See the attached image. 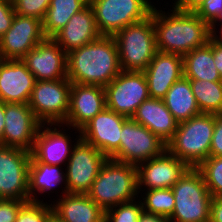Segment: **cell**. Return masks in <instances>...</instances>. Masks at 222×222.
I'll return each mask as SVG.
<instances>
[{
  "label": "cell",
  "mask_w": 222,
  "mask_h": 222,
  "mask_svg": "<svg viewBox=\"0 0 222 222\" xmlns=\"http://www.w3.org/2000/svg\"><path fill=\"white\" fill-rule=\"evenodd\" d=\"M21 60L36 81L67 78V53L53 38H45Z\"/></svg>",
  "instance_id": "e0dca14e"
},
{
  "label": "cell",
  "mask_w": 222,
  "mask_h": 222,
  "mask_svg": "<svg viewBox=\"0 0 222 222\" xmlns=\"http://www.w3.org/2000/svg\"><path fill=\"white\" fill-rule=\"evenodd\" d=\"M154 6L151 17L156 34L157 51L184 56L209 43L211 26L195 12L172 8L168 13Z\"/></svg>",
  "instance_id": "6da1fadb"
},
{
  "label": "cell",
  "mask_w": 222,
  "mask_h": 222,
  "mask_svg": "<svg viewBox=\"0 0 222 222\" xmlns=\"http://www.w3.org/2000/svg\"><path fill=\"white\" fill-rule=\"evenodd\" d=\"M64 194V195H63ZM57 201H53V214L63 222H102V210L87 194L62 191Z\"/></svg>",
  "instance_id": "cb8c5ba5"
},
{
  "label": "cell",
  "mask_w": 222,
  "mask_h": 222,
  "mask_svg": "<svg viewBox=\"0 0 222 222\" xmlns=\"http://www.w3.org/2000/svg\"><path fill=\"white\" fill-rule=\"evenodd\" d=\"M174 9L179 11L195 12L204 2V0H175Z\"/></svg>",
  "instance_id": "f35d334b"
},
{
  "label": "cell",
  "mask_w": 222,
  "mask_h": 222,
  "mask_svg": "<svg viewBox=\"0 0 222 222\" xmlns=\"http://www.w3.org/2000/svg\"><path fill=\"white\" fill-rule=\"evenodd\" d=\"M49 222H63V221L60 220L58 217H56L54 214H52V216L50 217Z\"/></svg>",
  "instance_id": "f6af8a7d"
},
{
  "label": "cell",
  "mask_w": 222,
  "mask_h": 222,
  "mask_svg": "<svg viewBox=\"0 0 222 222\" xmlns=\"http://www.w3.org/2000/svg\"><path fill=\"white\" fill-rule=\"evenodd\" d=\"M162 100L178 123L201 114L192 92L190 79L184 76L171 86Z\"/></svg>",
  "instance_id": "d4e9b609"
},
{
  "label": "cell",
  "mask_w": 222,
  "mask_h": 222,
  "mask_svg": "<svg viewBox=\"0 0 222 222\" xmlns=\"http://www.w3.org/2000/svg\"><path fill=\"white\" fill-rule=\"evenodd\" d=\"M143 208L140 199L124 202L104 211L105 222H138Z\"/></svg>",
  "instance_id": "1f68e13d"
},
{
  "label": "cell",
  "mask_w": 222,
  "mask_h": 222,
  "mask_svg": "<svg viewBox=\"0 0 222 222\" xmlns=\"http://www.w3.org/2000/svg\"><path fill=\"white\" fill-rule=\"evenodd\" d=\"M195 13L212 26L216 21L222 19V0H204Z\"/></svg>",
  "instance_id": "e575fe53"
},
{
  "label": "cell",
  "mask_w": 222,
  "mask_h": 222,
  "mask_svg": "<svg viewBox=\"0 0 222 222\" xmlns=\"http://www.w3.org/2000/svg\"><path fill=\"white\" fill-rule=\"evenodd\" d=\"M101 35L114 36L121 29L147 19L151 0H89Z\"/></svg>",
  "instance_id": "52a82bcc"
},
{
  "label": "cell",
  "mask_w": 222,
  "mask_h": 222,
  "mask_svg": "<svg viewBox=\"0 0 222 222\" xmlns=\"http://www.w3.org/2000/svg\"><path fill=\"white\" fill-rule=\"evenodd\" d=\"M89 0H51L43 23L46 38H52L77 12L83 10Z\"/></svg>",
  "instance_id": "83f0119b"
},
{
  "label": "cell",
  "mask_w": 222,
  "mask_h": 222,
  "mask_svg": "<svg viewBox=\"0 0 222 222\" xmlns=\"http://www.w3.org/2000/svg\"><path fill=\"white\" fill-rule=\"evenodd\" d=\"M104 90L106 107L127 118H132L139 105L150 98L143 71L122 70Z\"/></svg>",
  "instance_id": "30bf717a"
},
{
  "label": "cell",
  "mask_w": 222,
  "mask_h": 222,
  "mask_svg": "<svg viewBox=\"0 0 222 222\" xmlns=\"http://www.w3.org/2000/svg\"><path fill=\"white\" fill-rule=\"evenodd\" d=\"M87 195L104 211L138 198L136 165L108 158Z\"/></svg>",
  "instance_id": "3957f363"
},
{
  "label": "cell",
  "mask_w": 222,
  "mask_h": 222,
  "mask_svg": "<svg viewBox=\"0 0 222 222\" xmlns=\"http://www.w3.org/2000/svg\"><path fill=\"white\" fill-rule=\"evenodd\" d=\"M24 200L0 199V222H15Z\"/></svg>",
  "instance_id": "d590c367"
},
{
  "label": "cell",
  "mask_w": 222,
  "mask_h": 222,
  "mask_svg": "<svg viewBox=\"0 0 222 222\" xmlns=\"http://www.w3.org/2000/svg\"><path fill=\"white\" fill-rule=\"evenodd\" d=\"M15 15L13 2L10 0H0V37L11 27Z\"/></svg>",
  "instance_id": "8d00e7d4"
},
{
  "label": "cell",
  "mask_w": 222,
  "mask_h": 222,
  "mask_svg": "<svg viewBox=\"0 0 222 222\" xmlns=\"http://www.w3.org/2000/svg\"><path fill=\"white\" fill-rule=\"evenodd\" d=\"M190 168L185 161L179 160L166 149L161 155L136 165L138 193L172 188Z\"/></svg>",
  "instance_id": "5bb4252c"
},
{
  "label": "cell",
  "mask_w": 222,
  "mask_h": 222,
  "mask_svg": "<svg viewBox=\"0 0 222 222\" xmlns=\"http://www.w3.org/2000/svg\"><path fill=\"white\" fill-rule=\"evenodd\" d=\"M215 114L201 113L178 124L167 150L191 168H198L210 154Z\"/></svg>",
  "instance_id": "277c9868"
},
{
  "label": "cell",
  "mask_w": 222,
  "mask_h": 222,
  "mask_svg": "<svg viewBox=\"0 0 222 222\" xmlns=\"http://www.w3.org/2000/svg\"><path fill=\"white\" fill-rule=\"evenodd\" d=\"M54 128H53V127ZM62 124H42L35 137L30 162H42L49 165L66 166L75 141L67 134ZM59 128V129H58ZM72 142L74 144H72Z\"/></svg>",
  "instance_id": "ac0fdd59"
},
{
  "label": "cell",
  "mask_w": 222,
  "mask_h": 222,
  "mask_svg": "<svg viewBox=\"0 0 222 222\" xmlns=\"http://www.w3.org/2000/svg\"><path fill=\"white\" fill-rule=\"evenodd\" d=\"M143 72L150 98L163 99L171 86L184 76L183 56L157 51Z\"/></svg>",
  "instance_id": "44dd1931"
},
{
  "label": "cell",
  "mask_w": 222,
  "mask_h": 222,
  "mask_svg": "<svg viewBox=\"0 0 222 222\" xmlns=\"http://www.w3.org/2000/svg\"><path fill=\"white\" fill-rule=\"evenodd\" d=\"M175 206L169 222H209L212 195L202 173L190 168L172 186Z\"/></svg>",
  "instance_id": "5b68a950"
},
{
  "label": "cell",
  "mask_w": 222,
  "mask_h": 222,
  "mask_svg": "<svg viewBox=\"0 0 222 222\" xmlns=\"http://www.w3.org/2000/svg\"><path fill=\"white\" fill-rule=\"evenodd\" d=\"M4 125H5L4 103L0 102V145H1V141H2V134L4 131Z\"/></svg>",
  "instance_id": "ee69618b"
},
{
  "label": "cell",
  "mask_w": 222,
  "mask_h": 222,
  "mask_svg": "<svg viewBox=\"0 0 222 222\" xmlns=\"http://www.w3.org/2000/svg\"><path fill=\"white\" fill-rule=\"evenodd\" d=\"M101 36L93 9L88 4L83 10L75 13L68 23L52 38L66 52L87 45Z\"/></svg>",
  "instance_id": "7402d4cb"
},
{
  "label": "cell",
  "mask_w": 222,
  "mask_h": 222,
  "mask_svg": "<svg viewBox=\"0 0 222 222\" xmlns=\"http://www.w3.org/2000/svg\"><path fill=\"white\" fill-rule=\"evenodd\" d=\"M51 0H13L17 15L35 17L44 20Z\"/></svg>",
  "instance_id": "836d02e7"
},
{
  "label": "cell",
  "mask_w": 222,
  "mask_h": 222,
  "mask_svg": "<svg viewBox=\"0 0 222 222\" xmlns=\"http://www.w3.org/2000/svg\"><path fill=\"white\" fill-rule=\"evenodd\" d=\"M222 19L216 21L212 26H211V38L216 41V42H220L222 43ZM221 22V23H220ZM217 23V24H216ZM221 26H219L220 24ZM219 26L220 28H218L217 26ZM217 27V28H216ZM216 29V30H215ZM220 30V31H217ZM217 32L219 33V35H217Z\"/></svg>",
  "instance_id": "7bdbcfd3"
},
{
  "label": "cell",
  "mask_w": 222,
  "mask_h": 222,
  "mask_svg": "<svg viewBox=\"0 0 222 222\" xmlns=\"http://www.w3.org/2000/svg\"><path fill=\"white\" fill-rule=\"evenodd\" d=\"M45 38L42 20L16 14L11 27L0 37V59H22Z\"/></svg>",
  "instance_id": "9a60e30c"
},
{
  "label": "cell",
  "mask_w": 222,
  "mask_h": 222,
  "mask_svg": "<svg viewBox=\"0 0 222 222\" xmlns=\"http://www.w3.org/2000/svg\"><path fill=\"white\" fill-rule=\"evenodd\" d=\"M212 52L215 66L222 78V43L216 42L212 39Z\"/></svg>",
  "instance_id": "60d3db41"
},
{
  "label": "cell",
  "mask_w": 222,
  "mask_h": 222,
  "mask_svg": "<svg viewBox=\"0 0 222 222\" xmlns=\"http://www.w3.org/2000/svg\"><path fill=\"white\" fill-rule=\"evenodd\" d=\"M209 156L222 157V114H215V127Z\"/></svg>",
  "instance_id": "74e56055"
},
{
  "label": "cell",
  "mask_w": 222,
  "mask_h": 222,
  "mask_svg": "<svg viewBox=\"0 0 222 222\" xmlns=\"http://www.w3.org/2000/svg\"><path fill=\"white\" fill-rule=\"evenodd\" d=\"M143 195L141 193L143 200L140 198V201L144 212L167 218L172 215L175 206L172 188L146 190Z\"/></svg>",
  "instance_id": "f546056e"
},
{
  "label": "cell",
  "mask_w": 222,
  "mask_h": 222,
  "mask_svg": "<svg viewBox=\"0 0 222 222\" xmlns=\"http://www.w3.org/2000/svg\"><path fill=\"white\" fill-rule=\"evenodd\" d=\"M35 77L21 60L0 59V102L28 103Z\"/></svg>",
  "instance_id": "ffe728a7"
},
{
  "label": "cell",
  "mask_w": 222,
  "mask_h": 222,
  "mask_svg": "<svg viewBox=\"0 0 222 222\" xmlns=\"http://www.w3.org/2000/svg\"><path fill=\"white\" fill-rule=\"evenodd\" d=\"M138 222H169V219L165 216L150 214L143 211Z\"/></svg>",
  "instance_id": "b9f144b4"
},
{
  "label": "cell",
  "mask_w": 222,
  "mask_h": 222,
  "mask_svg": "<svg viewBox=\"0 0 222 222\" xmlns=\"http://www.w3.org/2000/svg\"><path fill=\"white\" fill-rule=\"evenodd\" d=\"M27 201L19 210L15 222H49L53 214L52 203Z\"/></svg>",
  "instance_id": "d6a6232c"
},
{
  "label": "cell",
  "mask_w": 222,
  "mask_h": 222,
  "mask_svg": "<svg viewBox=\"0 0 222 222\" xmlns=\"http://www.w3.org/2000/svg\"><path fill=\"white\" fill-rule=\"evenodd\" d=\"M77 141L66 164V182L62 190L66 193L87 194L101 166L108 159L91 144L76 136Z\"/></svg>",
  "instance_id": "9c48e42d"
},
{
  "label": "cell",
  "mask_w": 222,
  "mask_h": 222,
  "mask_svg": "<svg viewBox=\"0 0 222 222\" xmlns=\"http://www.w3.org/2000/svg\"><path fill=\"white\" fill-rule=\"evenodd\" d=\"M106 108L104 87L98 85H81L71 83L69 111L66 121L62 124L76 129V134H80V129L92 118Z\"/></svg>",
  "instance_id": "d6986e66"
},
{
  "label": "cell",
  "mask_w": 222,
  "mask_h": 222,
  "mask_svg": "<svg viewBox=\"0 0 222 222\" xmlns=\"http://www.w3.org/2000/svg\"><path fill=\"white\" fill-rule=\"evenodd\" d=\"M127 119L106 107L80 129V138L112 158L119 151L122 126Z\"/></svg>",
  "instance_id": "2e32d148"
},
{
  "label": "cell",
  "mask_w": 222,
  "mask_h": 222,
  "mask_svg": "<svg viewBox=\"0 0 222 222\" xmlns=\"http://www.w3.org/2000/svg\"><path fill=\"white\" fill-rule=\"evenodd\" d=\"M121 71L113 36L101 35L67 53V78L71 83L105 87Z\"/></svg>",
  "instance_id": "7a4b0ae2"
},
{
  "label": "cell",
  "mask_w": 222,
  "mask_h": 222,
  "mask_svg": "<svg viewBox=\"0 0 222 222\" xmlns=\"http://www.w3.org/2000/svg\"><path fill=\"white\" fill-rule=\"evenodd\" d=\"M31 153L0 145V199L29 201Z\"/></svg>",
  "instance_id": "7c38bea8"
},
{
  "label": "cell",
  "mask_w": 222,
  "mask_h": 222,
  "mask_svg": "<svg viewBox=\"0 0 222 222\" xmlns=\"http://www.w3.org/2000/svg\"><path fill=\"white\" fill-rule=\"evenodd\" d=\"M123 71H144L157 52L153 18L128 25L114 36Z\"/></svg>",
  "instance_id": "8992f818"
},
{
  "label": "cell",
  "mask_w": 222,
  "mask_h": 222,
  "mask_svg": "<svg viewBox=\"0 0 222 222\" xmlns=\"http://www.w3.org/2000/svg\"><path fill=\"white\" fill-rule=\"evenodd\" d=\"M58 165H49L42 162H30L29 165V201L41 202L36 196L38 194L54 193L56 187L65 184L66 177L64 168ZM53 192H52V191ZM50 191V192H49ZM45 192V193H44Z\"/></svg>",
  "instance_id": "484cf974"
},
{
  "label": "cell",
  "mask_w": 222,
  "mask_h": 222,
  "mask_svg": "<svg viewBox=\"0 0 222 222\" xmlns=\"http://www.w3.org/2000/svg\"><path fill=\"white\" fill-rule=\"evenodd\" d=\"M166 149V143L157 135L128 118L122 126L119 151L111 159L138 165L161 155Z\"/></svg>",
  "instance_id": "8fae6325"
},
{
  "label": "cell",
  "mask_w": 222,
  "mask_h": 222,
  "mask_svg": "<svg viewBox=\"0 0 222 222\" xmlns=\"http://www.w3.org/2000/svg\"><path fill=\"white\" fill-rule=\"evenodd\" d=\"M132 119L145 126L166 144L173 138L179 124L159 98H148L143 101Z\"/></svg>",
  "instance_id": "603a6c76"
},
{
  "label": "cell",
  "mask_w": 222,
  "mask_h": 222,
  "mask_svg": "<svg viewBox=\"0 0 222 222\" xmlns=\"http://www.w3.org/2000/svg\"><path fill=\"white\" fill-rule=\"evenodd\" d=\"M183 70L187 79L222 81L213 59L212 38L207 45L183 56Z\"/></svg>",
  "instance_id": "4316f807"
},
{
  "label": "cell",
  "mask_w": 222,
  "mask_h": 222,
  "mask_svg": "<svg viewBox=\"0 0 222 222\" xmlns=\"http://www.w3.org/2000/svg\"><path fill=\"white\" fill-rule=\"evenodd\" d=\"M68 78L36 81L28 105L42 124H63L69 111Z\"/></svg>",
  "instance_id": "ba28073f"
},
{
  "label": "cell",
  "mask_w": 222,
  "mask_h": 222,
  "mask_svg": "<svg viewBox=\"0 0 222 222\" xmlns=\"http://www.w3.org/2000/svg\"><path fill=\"white\" fill-rule=\"evenodd\" d=\"M209 222H222V195L212 198Z\"/></svg>",
  "instance_id": "ab89813d"
},
{
  "label": "cell",
  "mask_w": 222,
  "mask_h": 222,
  "mask_svg": "<svg viewBox=\"0 0 222 222\" xmlns=\"http://www.w3.org/2000/svg\"><path fill=\"white\" fill-rule=\"evenodd\" d=\"M5 125L1 145L32 152L35 137L42 123L28 103H4Z\"/></svg>",
  "instance_id": "4fadbf2b"
},
{
  "label": "cell",
  "mask_w": 222,
  "mask_h": 222,
  "mask_svg": "<svg viewBox=\"0 0 222 222\" xmlns=\"http://www.w3.org/2000/svg\"><path fill=\"white\" fill-rule=\"evenodd\" d=\"M197 169L212 197L222 195V157L209 156Z\"/></svg>",
  "instance_id": "4dcf8cb0"
},
{
  "label": "cell",
  "mask_w": 222,
  "mask_h": 222,
  "mask_svg": "<svg viewBox=\"0 0 222 222\" xmlns=\"http://www.w3.org/2000/svg\"><path fill=\"white\" fill-rule=\"evenodd\" d=\"M190 84L201 113L222 114V81L190 79Z\"/></svg>",
  "instance_id": "f1b7e54d"
}]
</instances>
